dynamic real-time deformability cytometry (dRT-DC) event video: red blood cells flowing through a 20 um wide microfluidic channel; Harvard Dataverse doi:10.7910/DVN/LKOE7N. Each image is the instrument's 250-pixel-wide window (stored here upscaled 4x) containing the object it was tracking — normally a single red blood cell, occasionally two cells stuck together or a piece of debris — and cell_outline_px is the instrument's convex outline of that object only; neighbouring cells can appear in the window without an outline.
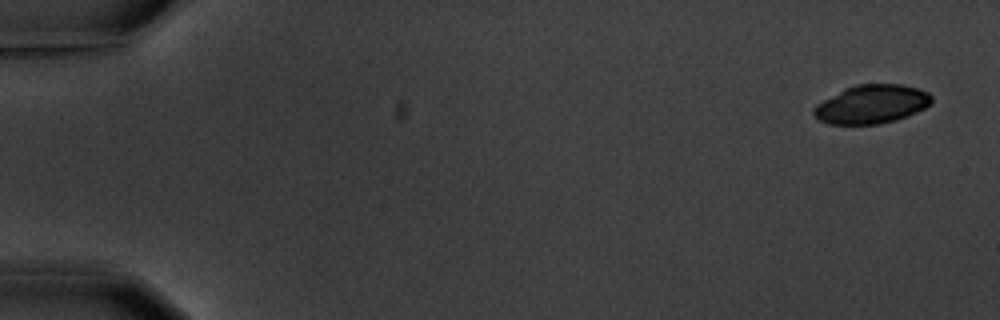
{"species": "common noctule bat (a hibernating species)", "species_latin": "Nyctalus noctula", "temperature_condition": "warm", "stored_images_in_passage": 5, "camera_frame_rate_fps": 3000, "um_per_image_px": 0.085, "animal": {"sex": "male", "body_mass_g": 20.1, "forearm_length_mm": 53.5}, "frame": {"image": 1, "passage_image": 1, "time_ms": 0.0, "image_size_px": [1000, 320], "cell_outline_px": [[932, 100], [924, 108], [908, 116], [896, 120], [880, 124], [828, 124], [812, 116], [812, 108], [816, 104], [844, 88], [856, 84], [900, 84], [916, 88], [928, 92], [932, 96]], "centroid_in_image_um": [74.04, 8.86], "position_along_channel_um": 11.0, "area_um2": 26.65}}